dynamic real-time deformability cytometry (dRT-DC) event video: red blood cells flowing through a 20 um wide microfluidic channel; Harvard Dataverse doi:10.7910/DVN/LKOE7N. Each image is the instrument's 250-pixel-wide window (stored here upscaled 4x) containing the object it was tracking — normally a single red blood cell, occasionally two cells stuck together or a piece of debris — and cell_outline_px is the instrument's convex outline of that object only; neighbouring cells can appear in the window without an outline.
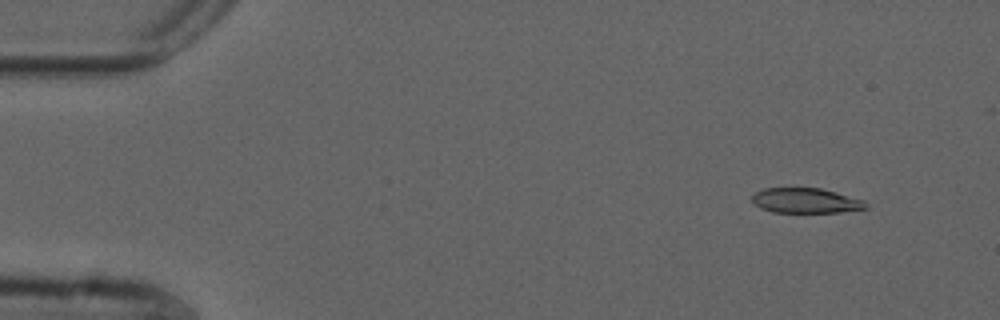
{"species": "common noctule bat (a hibernating species)", "species_latin": "Nyctalus noctula", "temperature_condition": "cold", "stored_images_in_passage": 52, "camera_frame_rate_fps": 3000, "um_per_image_px": 0.085, "animal": {"sex": "male", "forearm_length_mm": 52.5}, "frame": {"image": 1, "passage_image": 2, "time_ms": 0.333, "image_size_px": [1000, 320], "cell_outline_px": [[868, 208], [840, 212], [772, 212], [760, 208], [752, 204], [752, 196], [756, 192], [764, 188], [820, 188], [836, 192], [864, 200], [868, 204]], "centroid_in_image_um": [68.48, 17.05], "position_along_channel_um": 16.5, "area_um2": 16.65}}
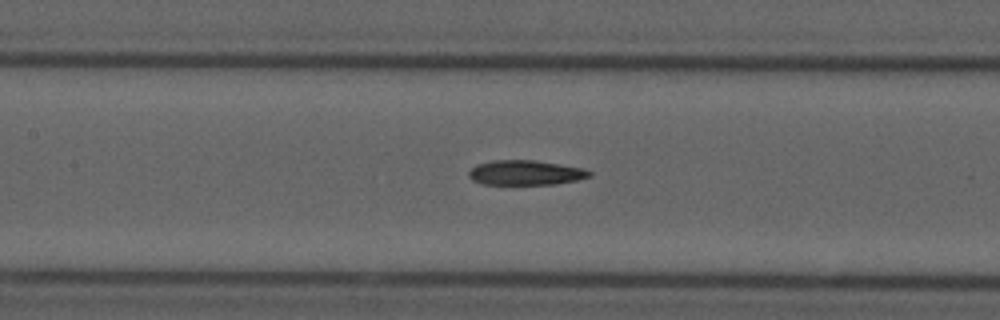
{"frame": {"image": 2, "passage_image": 22, "time_ms": 7.0, "image_size_px": [1000, 320], "cell_outline_px": [[592, 176], [576, 180], [556, 184], [484, 184], [472, 180], [468, 176], [468, 172], [476, 164], [492, 160], [536, 160], [584, 168], [592, 172]], "centroid_in_image_um": [44.67, 14.67], "position_along_channel_um": 162.7, "area_um2": 17.51}}
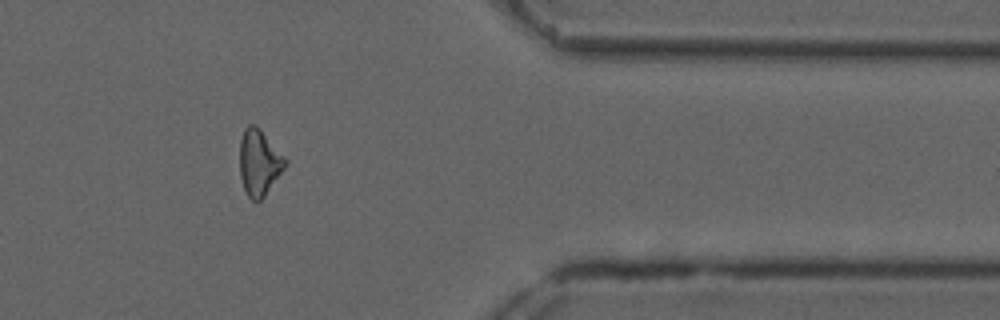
{"frame": {"image": 3, "passage_image": 42, "time_ms": 13.667, "image_size_px": [1000, 320], "cell_outline_px": [[288, 160], [284, 168], [264, 196], [256, 204], [248, 196], [244, 188], [240, 176], [240, 140], [244, 128], [248, 124], [256, 124], [260, 128]], "centroid_in_image_um": [22.01, 13.79], "position_along_channel_um": 389.4, "area_um2": 17.51}}